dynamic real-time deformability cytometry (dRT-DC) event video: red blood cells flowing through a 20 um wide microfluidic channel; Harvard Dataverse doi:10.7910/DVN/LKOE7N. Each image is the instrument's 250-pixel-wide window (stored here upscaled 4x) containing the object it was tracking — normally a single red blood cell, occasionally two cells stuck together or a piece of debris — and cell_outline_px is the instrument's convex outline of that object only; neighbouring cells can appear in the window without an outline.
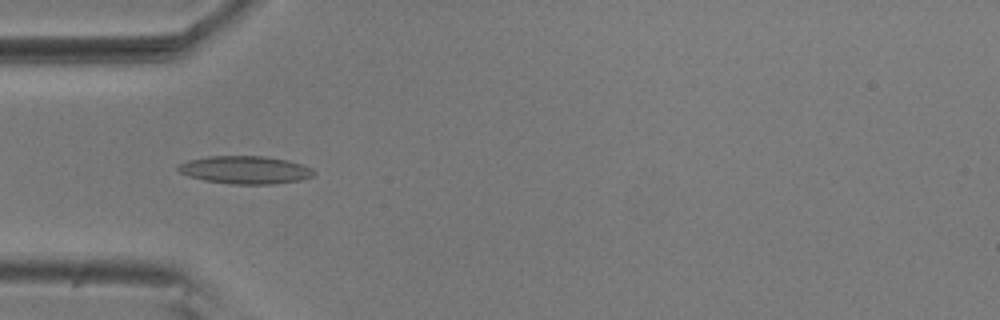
{"species": "common noctule bat (a hibernating species)", "species_latin": "Nyctalus noctula", "temperature_condition": "room temperature", "stored_images_in_passage": 35, "camera_frame_rate_fps": 3000, "um_per_image_px": 0.085, "animal": {"sex": "male", "body_mass_g": 20.5, "forearm_length_mm": 52.5}, "frame": {"image": 1, "passage_image": 1, "time_ms": 0.0, "image_size_px": [1000, 320], "cell_outline_px": [[316, 172], [312, 176], [300, 180], [276, 184], [232, 184], [204, 180], [188, 176], [180, 172], [176, 168], [180, 164], [188, 160], [208, 156], [264, 156], [288, 160], [312, 168]], "centroid_in_image_um": [20.85, 14.44], "position_along_channel_um": 64.2, "area_um2": 22.02}}
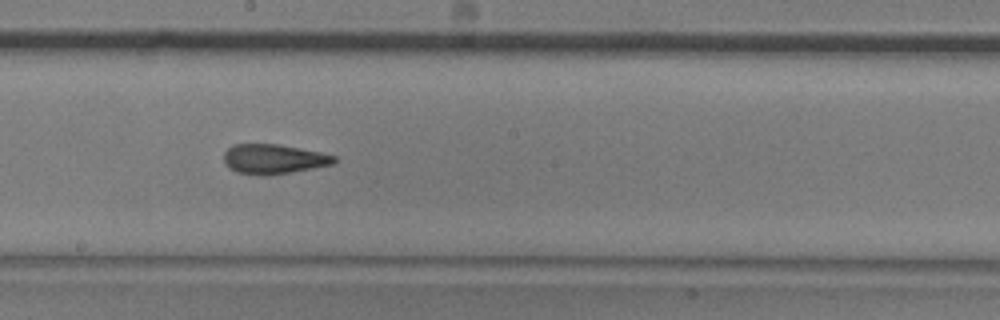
{"frame": {"image": 2, "passage_image": 14, "time_ms": 4.333, "image_size_px": [1000, 320], "cell_outline_px": [[336, 160], [332, 164], [312, 168], [264, 176], [236, 172], [228, 168], [224, 160], [224, 152], [232, 144], [276, 144], [320, 152], [336, 156]], "centroid_in_image_um": [23.21, 13.51], "position_along_channel_um": 225.0, "area_um2": 18.9}}
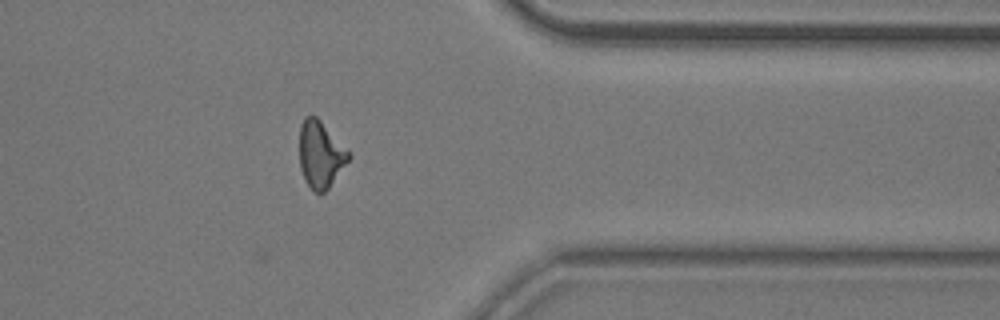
{"frame": {"image": 3, "passage_image": 28, "time_ms": 9.0, "image_size_px": [1000, 320], "cell_outline_px": [[352, 156], [328, 188], [320, 196], [308, 184], [300, 168], [300, 124], [304, 116], [316, 116], [352, 152]], "centroid_in_image_um": [27.27, 13.1], "position_along_channel_um": 384.1, "area_um2": 19.19}, "authors_computed_cell_mechanics": {"area_um2": 19.0162, "velocity_mm_per_s": 3.6973, "shape_relaxation_time_tau1_ms": 9.6952, "shape_relaxation_time_tau2_ms": 2.5574, "deformation_change_tau1": 0.2118, "deformation_change_tau2": 0.1114}}